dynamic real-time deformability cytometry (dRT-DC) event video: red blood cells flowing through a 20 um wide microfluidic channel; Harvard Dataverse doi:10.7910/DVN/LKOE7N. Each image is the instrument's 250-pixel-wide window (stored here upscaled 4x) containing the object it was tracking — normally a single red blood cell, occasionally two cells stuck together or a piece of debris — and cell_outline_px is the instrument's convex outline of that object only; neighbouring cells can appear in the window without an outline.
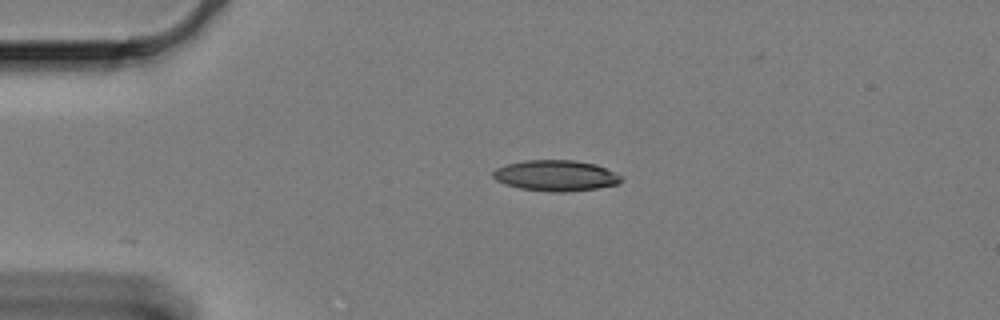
{"species": "Egyptian fruit bat (a non-hibernating species)", "species_latin": "Rousettus aegyptiacus", "temperature_condition": "cold", "stored_images_in_passage": 16, "camera_frame_rate_fps": 3000, "um_per_image_px": 0.085, "animal": {"sex": "female"}, "frame": {"image": 1, "passage_image": 1, "time_ms": 0.0, "image_size_px": [1000, 320], "cell_outline_px": [[624, 176], [620, 184], [596, 188], [564, 192], [548, 192], [520, 188], [504, 184], [496, 180], [492, 176], [492, 172], [496, 168], [508, 164], [524, 160], [572, 160], [596, 164]], "centroid_in_image_um": [47.26, 14.93], "position_along_channel_um": 37.7, "area_um2": 23.18}}
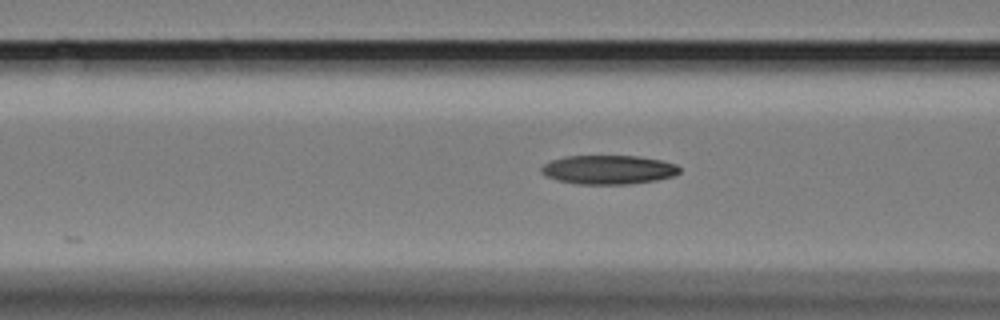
{"frame": {"image": 2, "passage_image": 11, "time_ms": 3.333, "image_size_px": [1000, 320], "cell_outline_px": [[680, 172], [672, 176], [656, 180], [628, 184], [576, 184], [560, 180], [548, 176], [540, 172], [540, 168], [544, 164], [552, 160], [568, 156], [640, 156], [660, 160], [676, 164], [680, 168]], "centroid_in_image_um": [51.73, 14.42], "position_along_channel_um": 114.9, "area_um2": 23.18}}
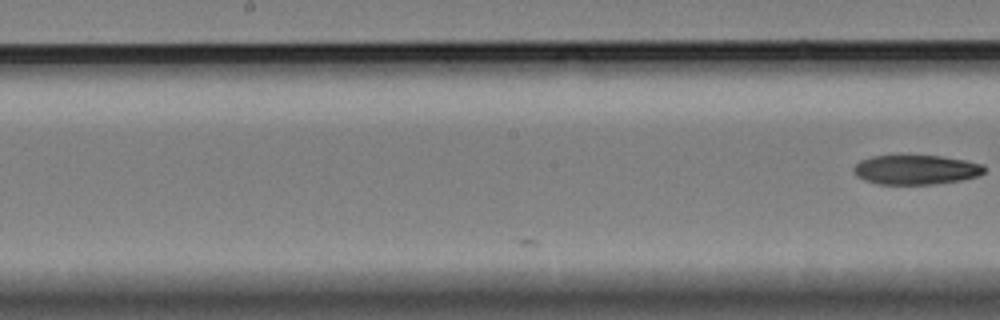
{"frame": {"image": 3, "passage_image": 16, "time_ms": 5.0, "image_size_px": [1000, 320], "cell_outline_px": [[984, 172], [980, 176], [960, 180], [932, 184], [876, 184], [864, 180], [856, 176], [852, 168], [860, 160], [872, 156], [940, 156], [964, 160], [984, 164]], "centroid_in_image_um": [77.84, 14.43], "position_along_channel_um": 170.4, "area_um2": 22.43}}